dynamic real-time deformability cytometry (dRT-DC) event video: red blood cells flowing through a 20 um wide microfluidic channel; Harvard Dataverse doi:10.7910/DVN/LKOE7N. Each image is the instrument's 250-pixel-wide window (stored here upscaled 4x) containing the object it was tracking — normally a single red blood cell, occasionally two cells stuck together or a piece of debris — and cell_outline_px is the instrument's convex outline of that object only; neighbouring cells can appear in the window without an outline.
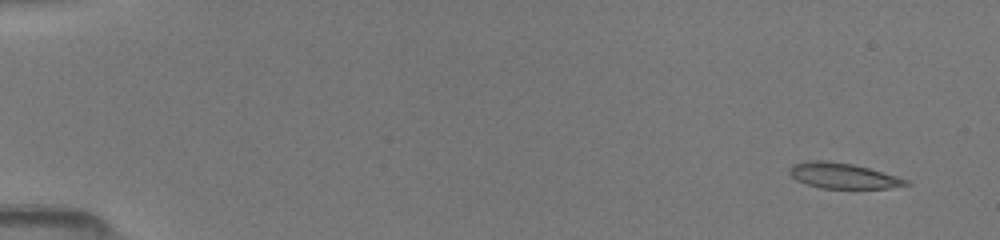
{"species": "common noctule bat (a hibernating species)", "species_latin": "Nyctalus noctula", "temperature_condition": "room temperature", "stored_images_in_passage": 5, "camera_frame_rate_fps": 3000, "um_per_image_px": 0.085, "animal": {"sex": "female", "body_mass_g": 19.5, "forearm_length_mm": 54.1}, "frame": {"image": 1, "passage_image": 1, "time_ms": 0.0, "image_size_px": [1000, 240], "cell_outline_px": [[912, 184], [884, 188], [820, 188], [796, 180], [788, 172], [796, 164], [816, 160], [820, 160], [852, 164], [868, 168], [896, 176], [908, 180]], "centroid_in_image_um": [71.68, 14.95], "position_along_channel_um": 13.3, "area_um2": 16.76}}